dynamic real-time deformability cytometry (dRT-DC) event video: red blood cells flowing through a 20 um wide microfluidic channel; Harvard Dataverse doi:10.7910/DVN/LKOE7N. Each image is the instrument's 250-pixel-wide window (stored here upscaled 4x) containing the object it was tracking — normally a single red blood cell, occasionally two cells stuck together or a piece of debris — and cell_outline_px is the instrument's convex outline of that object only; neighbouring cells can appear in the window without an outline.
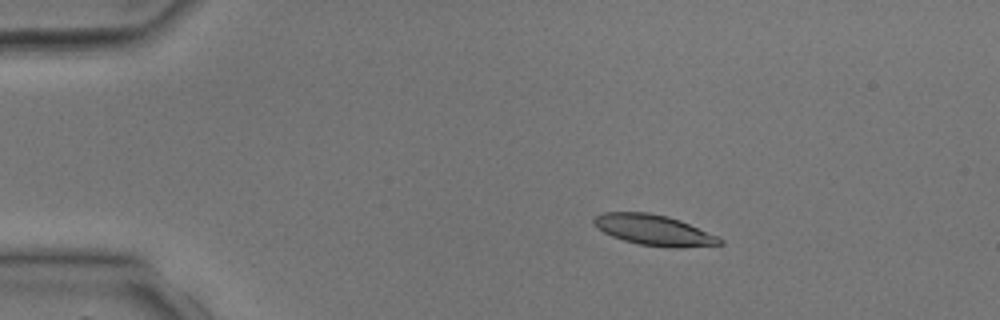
{"species": "common noctule bat (a hibernating species)", "species_latin": "Nyctalus noctula", "temperature_condition": "room temperature", "stored_images_in_passage": 3, "camera_frame_rate_fps": 3000, "um_per_image_px": 0.085, "animal": {"sex": "male", "body_mass_g": 17.9, "forearm_length_mm": 54.2}, "frame": {"image": 1, "passage_image": 2, "time_ms": 1.0, "image_size_px": [1000, 320], "cell_outline_px": [[724, 244], [680, 248], [668, 248], [640, 244], [624, 240], [612, 236], [604, 232], [592, 224], [592, 220], [596, 216], [604, 212], [648, 212], [668, 216], [680, 220], [720, 236], [724, 240]], "centroid_in_image_um": [55.63, 19.56], "position_along_channel_um": 29.4, "area_um2": 22.72}}